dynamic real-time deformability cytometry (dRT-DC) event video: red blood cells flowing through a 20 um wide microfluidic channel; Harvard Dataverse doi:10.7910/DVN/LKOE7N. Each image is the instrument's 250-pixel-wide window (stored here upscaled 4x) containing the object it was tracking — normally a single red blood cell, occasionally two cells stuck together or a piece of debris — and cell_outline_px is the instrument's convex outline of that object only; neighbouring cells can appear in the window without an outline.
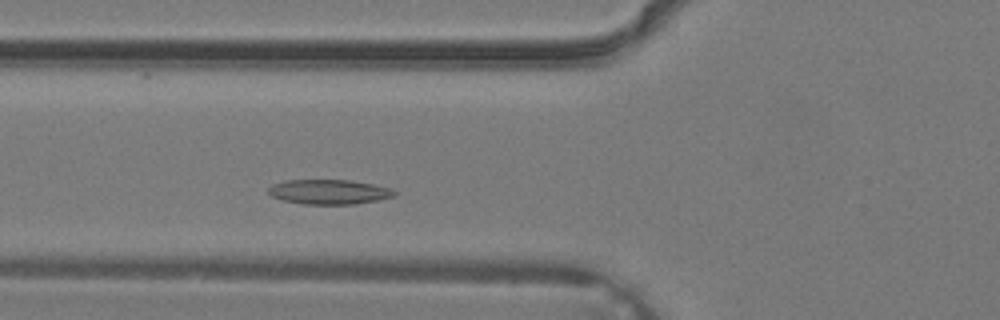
{"species": "common noctule bat (a hibernating species)", "species_latin": "Nyctalus noctula", "temperature_condition": "warm", "stored_images_in_passage": 30, "camera_frame_rate_fps": 3000, "um_per_image_px": 0.085, "animal": {"sex": "male", "body_mass_g": 19.2, "forearm_length_mm": 51.8}, "frame": {"image": 1, "passage_image": 6, "time_ms": 1.667, "image_size_px": [1000, 320], "cell_outline_px": [[396, 196], [380, 200], [356, 204], [304, 204], [284, 200], [272, 196], [268, 192], [268, 188], [272, 184], [284, 180], [348, 180], [372, 184], [392, 188], [396, 192]], "centroid_in_image_um": [28.0, 16.31], "position_along_channel_um": 97.8, "area_um2": 18.21}}
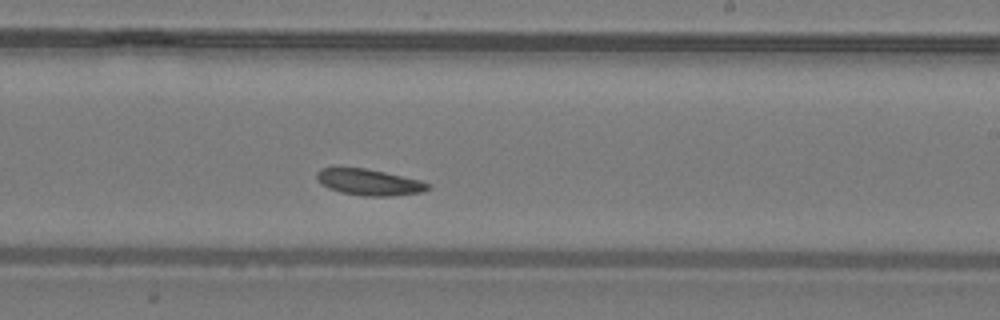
{"frame": {"image": 2, "passage_image": 15, "time_ms": 4.667, "image_size_px": [1000, 320], "cell_outline_px": [[432, 188], [424, 192], [392, 196], [364, 196], [340, 192], [328, 188], [320, 184], [316, 176], [316, 172], [320, 168], [368, 168], [420, 180], [432, 184]], "centroid_in_image_um": [31.41, 15.49], "position_along_channel_um": 257.6, "area_um2": 17.22}}
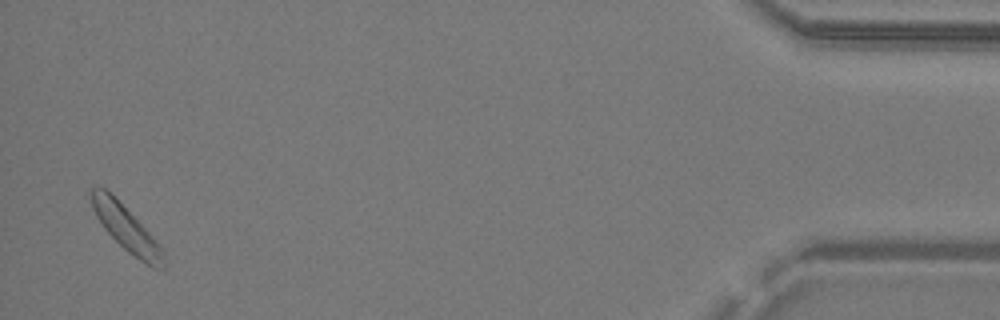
{"frame": {"image": 3, "passage_image": 29, "time_ms": 9.333, "image_size_px": [1000, 320], "cell_outline_px": [[164, 268], [152, 268], [128, 252], [104, 228], [96, 216], [92, 208], [88, 196], [88, 188], [104, 188], [152, 236], [164, 252]], "centroid_in_image_um": [10.68, 19.42], "position_along_channel_um": 424.5, "area_um2": 18.32}}